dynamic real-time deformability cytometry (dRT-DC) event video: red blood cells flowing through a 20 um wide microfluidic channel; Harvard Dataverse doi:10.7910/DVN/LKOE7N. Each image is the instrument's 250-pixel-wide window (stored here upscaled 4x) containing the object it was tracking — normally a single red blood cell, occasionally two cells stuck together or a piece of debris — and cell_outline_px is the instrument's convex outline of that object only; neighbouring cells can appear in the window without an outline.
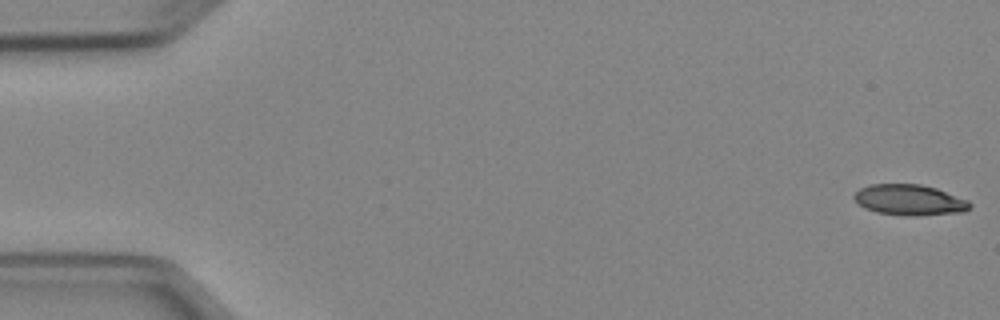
{"species": "Egyptian fruit bat (a non-hibernating species)", "species_latin": "Rousettus aegyptiacus", "temperature_condition": "cold", "stored_images_in_passage": 46, "camera_frame_rate_fps": 3000, "um_per_image_px": 0.085, "animal": {"sex": "female"}, "frame": {"image": 1, "passage_image": 1, "time_ms": 0.0, "image_size_px": [1000, 320], "cell_outline_px": [[972, 204], [964, 212], [876, 212], [864, 208], [852, 196], [860, 188], [868, 184], [920, 184], [936, 188], [968, 200]], "centroid_in_image_um": [77.26, 16.91], "position_along_channel_um": 7.7, "area_um2": 19.36}}
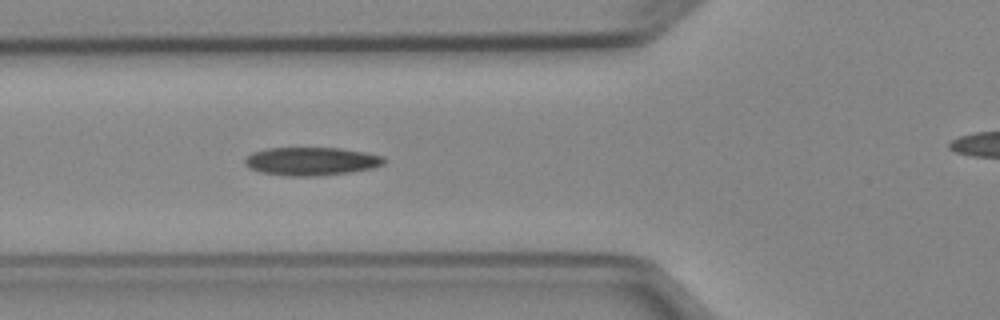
{"frame": {"image": 2, "passage_image": 19, "time_ms": 6.0, "image_size_px": [1000, 320], "cell_outline_px": [[384, 164], [372, 168], [348, 172], [320, 176], [284, 176], [260, 172], [248, 168], [244, 164], [244, 160], [252, 152], [264, 148], [340, 148], [364, 152], [384, 156]], "centroid_in_image_um": [26.41, 13.71], "position_along_channel_um": 99.4, "area_um2": 23.0}}
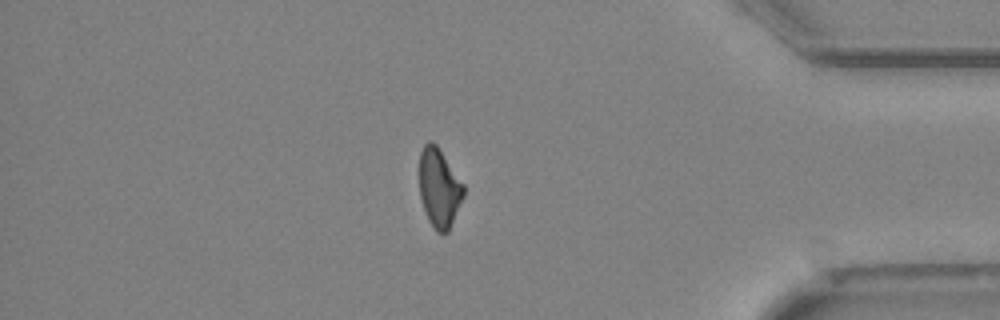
{"frame": {"image": 3, "passage_image": 44, "time_ms": 14.333, "image_size_px": [1000, 320], "cell_outline_px": [[464, 196], [448, 232], [436, 232], [428, 220], [420, 196], [420, 152], [424, 144], [428, 140], [432, 140], [436, 144], [464, 184]], "centroid_in_image_um": [37.33, 15.96], "position_along_channel_um": 397.9, "area_um2": 20.23}, "authors_computed_cell_mechanics": {"area_um2": 21.8195, "velocity_mm_per_s": 3.9613, "shape_relaxation_time_tau1_ms": 7.4866, "shape_relaxation_time_tau2_ms": null, "deformation_change_tau1": 0.1764, "deformation_change_tau2": null}}